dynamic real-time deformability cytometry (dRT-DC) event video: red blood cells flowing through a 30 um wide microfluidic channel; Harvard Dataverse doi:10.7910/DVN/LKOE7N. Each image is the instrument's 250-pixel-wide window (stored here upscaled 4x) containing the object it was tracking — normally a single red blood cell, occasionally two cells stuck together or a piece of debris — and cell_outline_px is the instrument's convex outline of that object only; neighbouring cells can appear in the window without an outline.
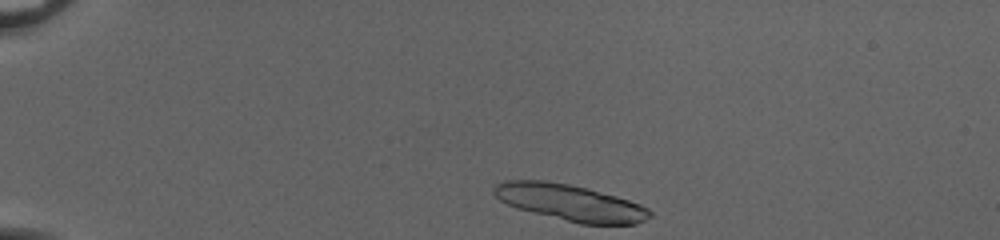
{"species": "common noctule bat (a hibernating species)", "species_latin": "Nyctalus noctula", "temperature_condition": "cold", "stored_images_in_passage": 42, "segment_of_instrument_passage": [1, 2], "camera_frame_rate_fps": 3000, "um_per_image_px": 0.085, "animal": {"sex": "female", "body_mass_g": 20.0, "forearm_length_mm": 54.0}, "frame": {"image": 1, "passage_image": 1, "time_ms": 0.0, "image_size_px": [1000, 240], "cell_outline_px": [[652, 216], [636, 224], [580, 224], [516, 208], [500, 200], [492, 192], [492, 188], [496, 184], [504, 180], [544, 180], [568, 184], [588, 188], [616, 196], [640, 204], [648, 208], [652, 212]], "centroid_in_image_um": [48.46, 17.21], "position_along_channel_um": 36.5, "area_um2": 33.0}}